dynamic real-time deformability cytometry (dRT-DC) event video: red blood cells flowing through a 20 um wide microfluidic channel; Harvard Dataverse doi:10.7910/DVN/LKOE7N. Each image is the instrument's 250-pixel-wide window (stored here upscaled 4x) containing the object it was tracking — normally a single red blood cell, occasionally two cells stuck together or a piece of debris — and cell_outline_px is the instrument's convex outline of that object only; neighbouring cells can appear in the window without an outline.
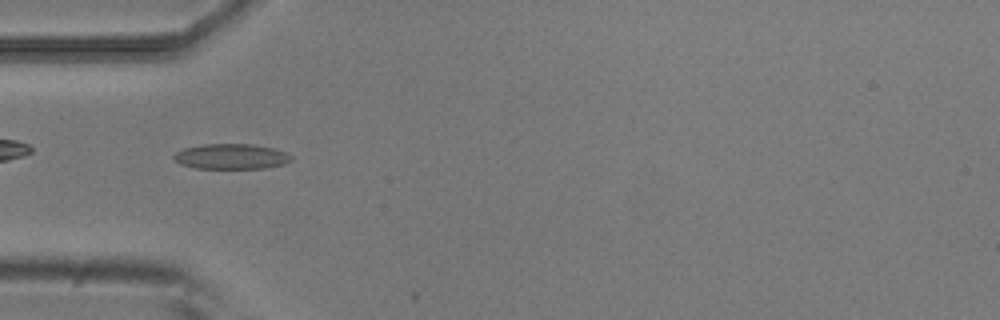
{"species": "common noctule bat (a hibernating species)", "species_latin": "Nyctalus noctula", "temperature_condition": "room temperature", "stored_images_in_passage": 9, "camera_frame_rate_fps": 3000, "um_per_image_px": 0.085, "animal": {"sex": "male", "body_mass_g": 20.5, "forearm_length_mm": 52.5}, "frame": {"image": 1, "passage_image": 6, "time_ms": 1.667, "image_size_px": [1000, 320], "cell_outline_px": [[292, 160], [284, 164], [264, 168], [196, 168], [180, 164], [172, 156], [176, 152], [184, 148], [204, 144], [252, 144], [272, 148], [284, 152], [292, 156]], "centroid_in_image_um": [19.64, 13.3], "position_along_channel_um": 65.4, "area_um2": 17.17}}
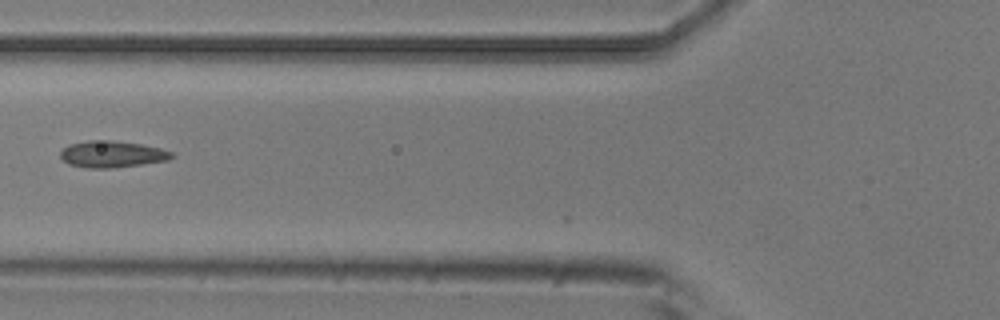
{"frame": {"image": 2, "passage_image": 7, "time_ms": 2.0, "image_size_px": [1000, 320], "cell_outline_px": [[172, 156], [168, 160], [112, 168], [88, 168], [68, 164], [60, 156], [60, 152], [68, 144], [88, 140], [112, 140], [140, 144], [160, 148], [172, 152]], "centroid_in_image_um": [9.48, 13.1], "position_along_channel_um": 116.3, "area_um2": 17.11}}
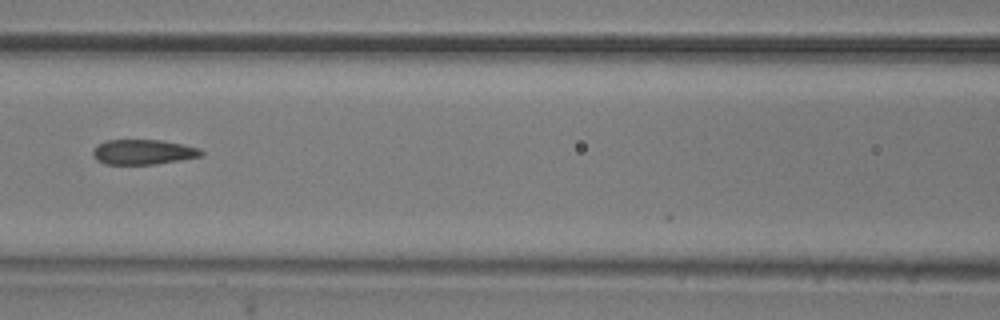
{"frame": {"image": 3, "passage_image": 8, "time_ms": 2.333, "image_size_px": [1000, 320], "cell_outline_px": [[204, 156], [156, 164], [104, 164], [96, 160], [92, 152], [100, 144], [108, 140], [160, 140], [200, 148], [204, 152]], "centroid_in_image_um": [12.21, 12.93], "position_along_channel_um": 154.4, "area_um2": 15.66}}